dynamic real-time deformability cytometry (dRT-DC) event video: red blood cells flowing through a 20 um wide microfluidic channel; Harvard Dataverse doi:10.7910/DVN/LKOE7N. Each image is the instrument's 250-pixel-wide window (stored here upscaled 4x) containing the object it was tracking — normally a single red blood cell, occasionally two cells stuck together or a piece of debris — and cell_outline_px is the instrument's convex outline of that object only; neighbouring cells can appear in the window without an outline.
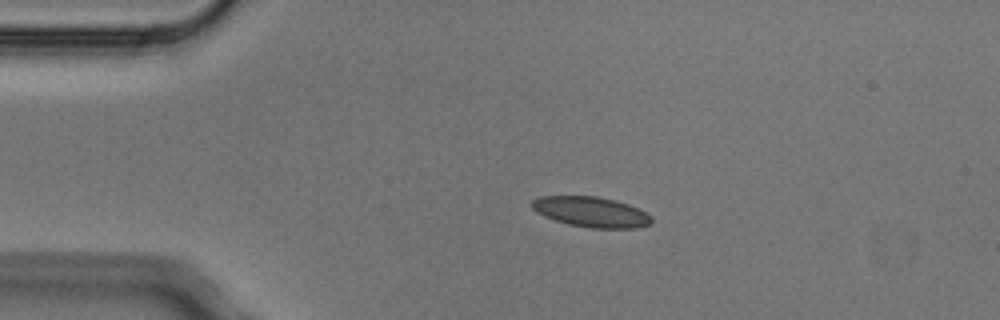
{"species": "Egyptian fruit bat (a non-hibernating species)", "species_latin": "Rousettus aegyptiacus", "temperature_condition": "cold", "stored_images_in_passage": 3, "camera_frame_rate_fps": 3000, "um_per_image_px": 0.085, "animal": {"sex": "male"}, "frame": {"image": 1, "passage_image": 2, "time_ms": 0.333, "image_size_px": [1000, 320], "cell_outline_px": [[652, 220], [648, 224], [636, 228], [592, 228], [568, 224], [544, 216], [536, 212], [532, 208], [532, 200], [540, 196], [596, 196], [616, 200], [640, 208], [652, 216]], "centroid_in_image_um": [50.26, 18.0], "position_along_channel_um": 34.7, "area_um2": 21.15}}